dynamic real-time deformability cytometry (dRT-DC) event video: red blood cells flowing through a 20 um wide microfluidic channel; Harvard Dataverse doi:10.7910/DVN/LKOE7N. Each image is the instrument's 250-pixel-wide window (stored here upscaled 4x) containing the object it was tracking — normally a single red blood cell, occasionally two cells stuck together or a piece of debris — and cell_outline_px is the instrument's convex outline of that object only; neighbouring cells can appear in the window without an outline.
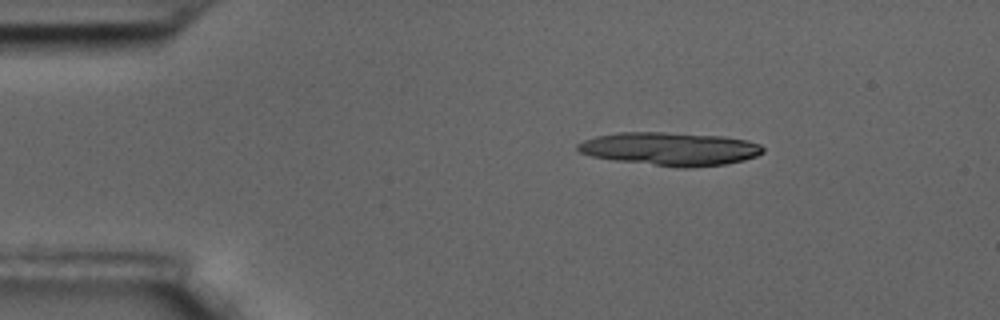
{"species": "common noctule bat (a hibernating species)", "species_latin": "Nyctalus noctula", "temperature_condition": "room temperature", "stored_images_in_passage": 17, "segment_of_instrument_passage": [2, 3], "camera_frame_rate_fps": 3000, "um_per_image_px": 0.085, "animal": {"sex": "male", "body_mass_g": 17.5, "forearm_length_mm": 52.3}, "frame": {"image": 1, "passage_image": 10, "time_ms": 3.0, "image_size_px": [1000, 320], "cell_outline_px": [[760, 152], [752, 156], [736, 160], [716, 164], [664, 164], [696, 140], [736, 140], [760, 148]], "centroid_in_image_um": [60.68, 12.95], "position_along_channel_um": 24.3, "area_um2": 11.62}}